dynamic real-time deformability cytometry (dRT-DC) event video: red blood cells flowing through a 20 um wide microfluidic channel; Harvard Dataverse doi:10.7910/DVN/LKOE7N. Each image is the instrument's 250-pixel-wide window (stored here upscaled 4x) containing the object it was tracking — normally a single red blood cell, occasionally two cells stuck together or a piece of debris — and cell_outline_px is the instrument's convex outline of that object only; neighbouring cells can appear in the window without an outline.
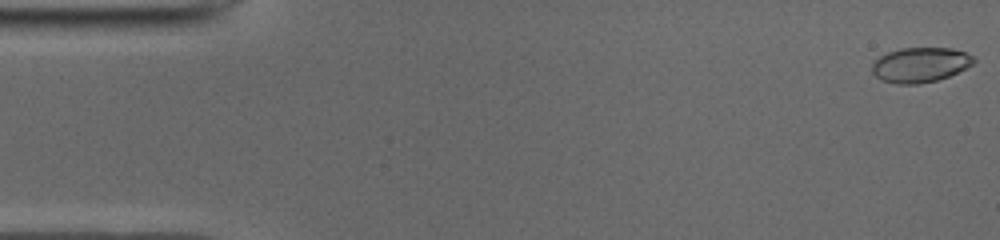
{"species": "common noctule bat (a hibernating species)", "species_latin": "Nyctalus noctula", "temperature_condition": "cold", "stored_images_in_passage": 51, "camera_frame_rate_fps": 3000, "um_per_image_px": 0.085, "animal": {"sex": "male", "body_mass_g": 19.0, "forearm_length_mm": 50.8}, "frame": {"image": 1, "passage_image": 1, "time_ms": 0.0, "image_size_px": [1000, 240], "cell_outline_px": [[976, 60], [972, 64], [948, 76], [936, 80], [920, 84], [896, 84], [880, 80], [872, 72], [872, 64], [880, 56], [888, 52], [900, 48], [952, 48], [964, 52], [972, 56]], "centroid_in_image_um": [78.18, 5.51], "position_along_channel_um": 6.8, "area_um2": 20.52}}
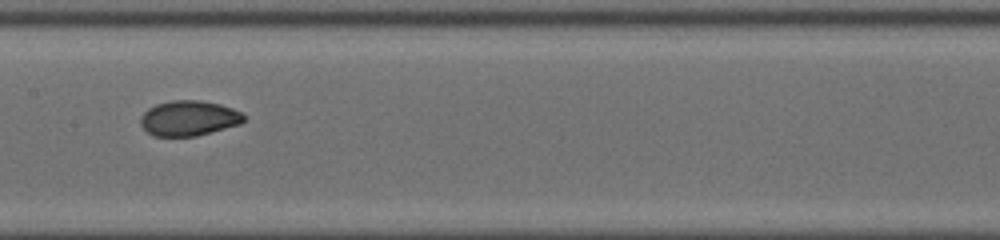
{"frame": {"image": 2, "passage_image": 25, "time_ms": 8.0, "image_size_px": [1000, 240], "cell_outline_px": [[244, 120], [240, 124], [196, 136], [152, 136], [140, 124], [140, 116], [148, 108], [156, 104], [172, 100], [200, 100], [220, 104], [232, 108], [240, 112], [244, 116]], "centroid_in_image_um": [16.02, 10.04], "position_along_channel_um": 191.4, "area_um2": 21.15}}
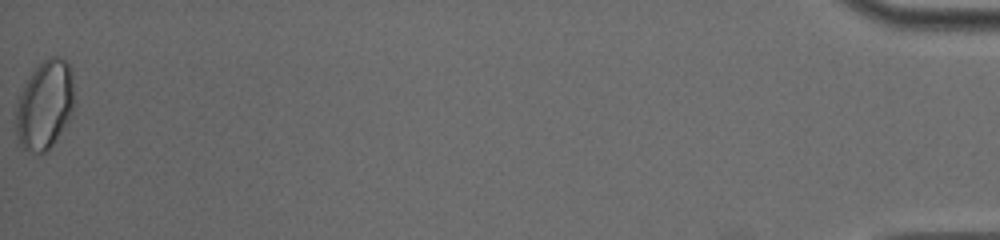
{"frame": {"image": 3, "passage_image": 51, "time_ms": 16.667, "image_size_px": [1000, 240], "cell_outline_px": [[72, 112], [68, 120], [56, 140], [48, 152], [36, 156], [24, 148], [20, 144], [16, 132], [16, 100], [24, 84], [32, 72], [44, 60], [52, 56], [56, 56], [64, 60], [68, 64], [72, 72]], "centroid_in_image_um": [3.77, 8.97], "position_along_channel_um": 431.4, "area_um2": 30.17}, "authors_computed_cell_mechanics": {"area_um2": 21.2704, "velocity_mm_per_s": 3.953, "shape_relaxation_time_tau1_ms": 4.8232, "shape_relaxation_time_tau2_ms": null, "deformation_change_tau1": 0.14, "deformation_change_tau2": null}}